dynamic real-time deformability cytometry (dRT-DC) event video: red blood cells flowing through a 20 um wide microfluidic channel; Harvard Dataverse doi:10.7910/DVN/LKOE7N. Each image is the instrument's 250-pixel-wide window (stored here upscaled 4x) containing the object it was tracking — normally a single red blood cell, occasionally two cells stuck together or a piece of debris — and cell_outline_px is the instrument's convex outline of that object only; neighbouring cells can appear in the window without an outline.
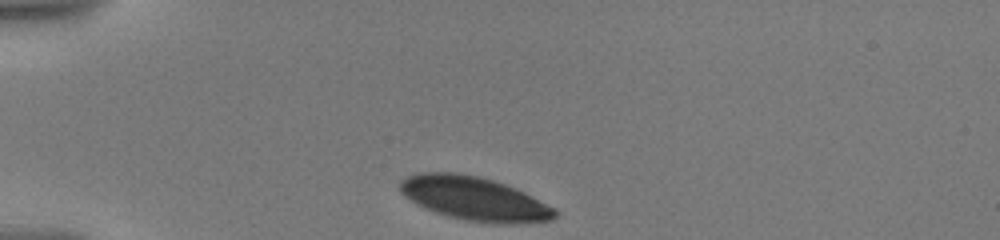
{"species": "human", "species_latin": "Homo sapiens", "temperature_condition": "warm", "stored_images_in_passage": 19, "camera_frame_rate_fps": 3000, "um_per_image_px": 0.085, "donor": {"sex": "male"}, "frame": {"image": 1, "passage_image": 1, "time_ms": 0.0, "image_size_px": [1000, 240], "cell_outline_px": [[560, 212], [552, 220], [520, 224], [500, 224], [464, 220], [448, 216], [436, 212], [416, 204], [404, 196], [400, 192], [400, 180], [408, 176], [420, 172], [460, 172], [492, 180], [516, 188], [556, 208]], "centroid_in_image_um": [40.35, 16.89], "position_along_channel_um": 44.7, "area_um2": 39.71}}
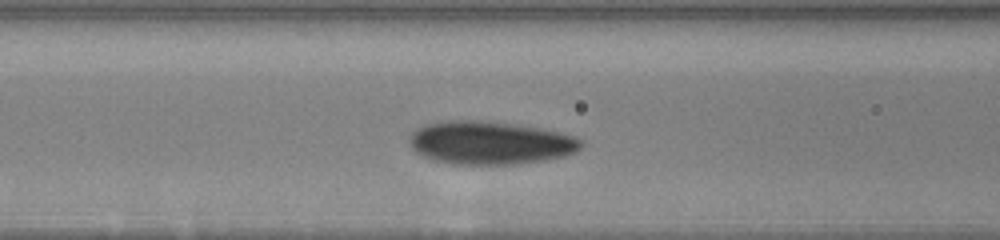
{"frame": {"image": 2, "passage_image": 11, "time_ms": 3.333, "image_size_px": [1000, 240], "cell_outline_px": [[584, 144], [576, 152], [564, 156], [544, 160], [520, 164], [452, 164], [432, 160], [416, 152], [408, 144], [408, 140], [412, 132], [416, 128], [428, 124], [448, 120], [476, 120], [512, 124], [540, 128], [572, 136], [580, 140]], "centroid_in_image_um": [41.62, 12.15], "position_along_channel_um": 125.0, "area_um2": 43.06}}
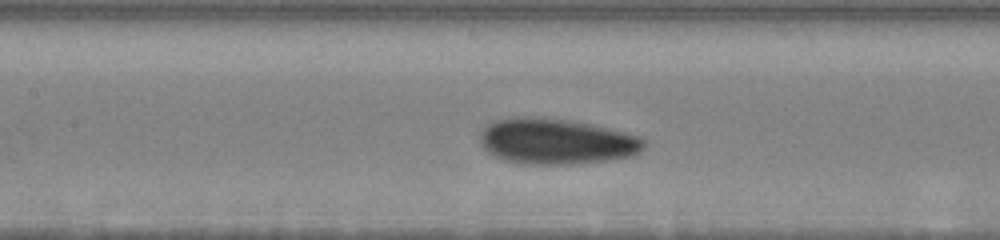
{"frame": {"image": 3, "passage_image": 13, "time_ms": 4.333, "image_size_px": [1000, 240], "cell_outline_px": [[648, 144], [640, 152], [632, 156], [584, 164], [524, 164], [508, 160], [496, 156], [488, 152], [480, 144], [480, 132], [488, 124], [496, 120], [516, 116], [532, 116], [572, 120], [592, 124], [640, 136], [648, 140]], "centroid_in_image_um": [47.34, 12.01], "position_along_channel_um": 160.1, "area_um2": 44.22}}